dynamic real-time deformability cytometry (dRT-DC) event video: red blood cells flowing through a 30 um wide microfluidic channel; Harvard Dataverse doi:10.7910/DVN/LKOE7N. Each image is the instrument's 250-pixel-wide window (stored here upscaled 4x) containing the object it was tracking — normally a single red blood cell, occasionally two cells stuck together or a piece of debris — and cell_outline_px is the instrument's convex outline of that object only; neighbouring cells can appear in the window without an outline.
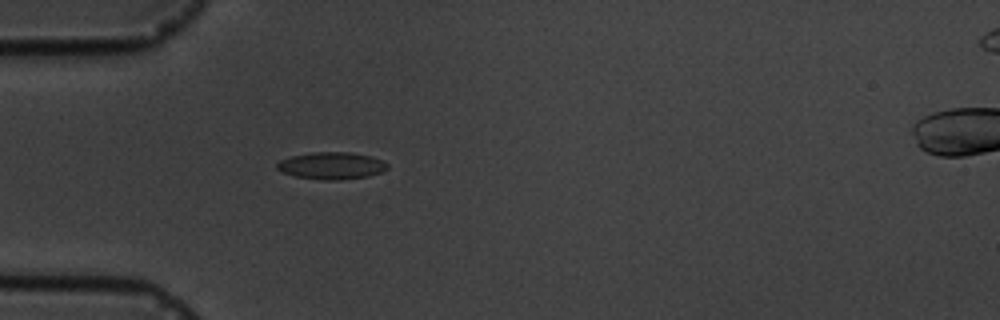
{"species": "common noctule bat (a hibernating species)", "species_latin": "Nyctalus noctula", "temperature_condition": "cold", "stored_images_in_passage": 3, "camera_frame_rate_fps": 3000, "um_per_image_px": 0.085, "animal": {"sex": "male", "body_mass_g": 19.5, "forearm_length_mm": 54.6}, "frame": {"image": 1, "passage_image": 3, "time_ms": 2.333, "image_size_px": [1000, 320], "cell_outline_px": [[388, 168], [380, 172], [368, 176], [340, 180], [324, 180], [296, 176], [284, 172], [276, 168], [276, 164], [280, 160], [292, 156], [312, 152], [352, 152], [372, 156], [388, 164]], "centroid_in_image_um": [28.19, 14.07], "position_along_channel_um": 56.8, "area_um2": 17.34}}